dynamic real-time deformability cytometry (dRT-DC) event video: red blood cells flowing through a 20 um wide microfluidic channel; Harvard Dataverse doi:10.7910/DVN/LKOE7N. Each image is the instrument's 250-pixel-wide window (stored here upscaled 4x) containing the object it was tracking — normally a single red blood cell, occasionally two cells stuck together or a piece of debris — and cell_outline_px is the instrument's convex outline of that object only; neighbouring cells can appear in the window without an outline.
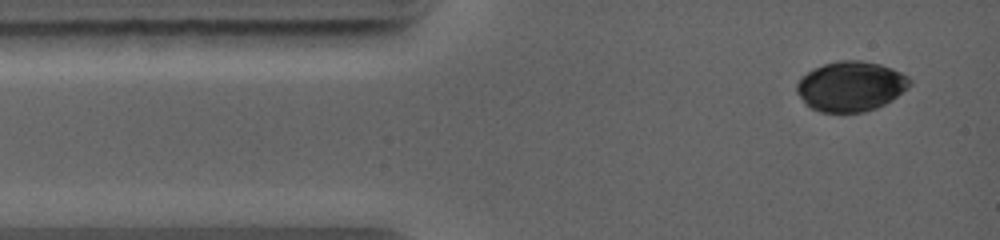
{"species": "common noctule bat (a hibernating species)", "species_latin": "Nyctalus noctula", "temperature_condition": "warm", "stored_images_in_passage": 18, "camera_frame_rate_fps": 5000, "um_per_image_px": 0.085, "animal": {"sex": "female", "body_mass_g": 19.0, "forearm_length_mm": 56.7}, "frame": {"image": 1, "passage_image": 1, "time_ms": 0.0, "image_size_px": [1000, 240], "cell_outline_px": [[912, 84], [908, 88], [892, 100], [876, 108], [864, 112], [820, 112], [804, 104], [796, 92], [796, 84], [800, 76], [824, 64], [840, 60], [860, 60], [880, 64], [892, 68], [908, 76], [912, 80]], "centroid_in_image_um": [72.31, 7.34], "position_along_channel_um": 12.7, "area_um2": 33.12}}